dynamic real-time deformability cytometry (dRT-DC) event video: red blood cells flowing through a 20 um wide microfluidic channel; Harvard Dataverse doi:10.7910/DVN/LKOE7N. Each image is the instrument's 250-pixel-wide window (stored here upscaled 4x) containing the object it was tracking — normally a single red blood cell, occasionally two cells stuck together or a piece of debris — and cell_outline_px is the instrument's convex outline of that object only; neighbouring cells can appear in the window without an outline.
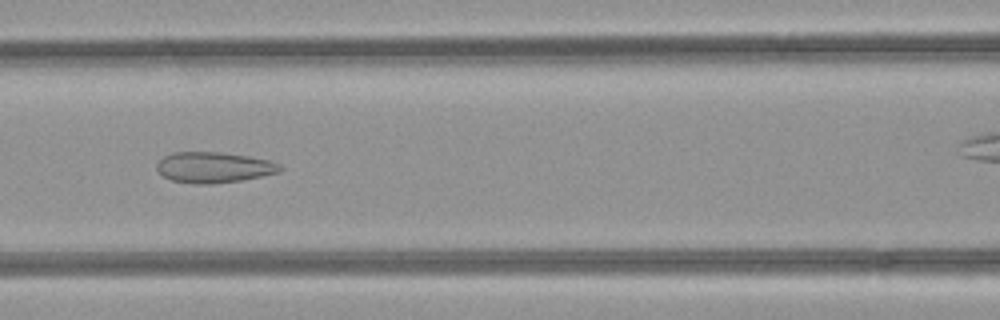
{"species": "common noctule bat (a hibernating species)", "species_latin": "Nyctalus noctula", "temperature_condition": "room temperature", "stored_images_in_passage": 42, "camera_frame_rate_fps": 3000, "um_per_image_px": 0.085, "animal": {"sex": "female", "body_mass_g": 21.9}, "frame": {"image": 1, "passage_image": 22, "time_ms": 7.0, "image_size_px": [1000, 320], "cell_outline_px": [[284, 168], [280, 172], [240, 180], [212, 184], [196, 184], [172, 180], [164, 176], [156, 168], [156, 164], [164, 156], [172, 152], [216, 152], [248, 156], [268, 160], [280, 164]], "centroid_in_image_um": [18.17, 14.22], "position_along_channel_um": 148.4, "area_um2": 21.91}}
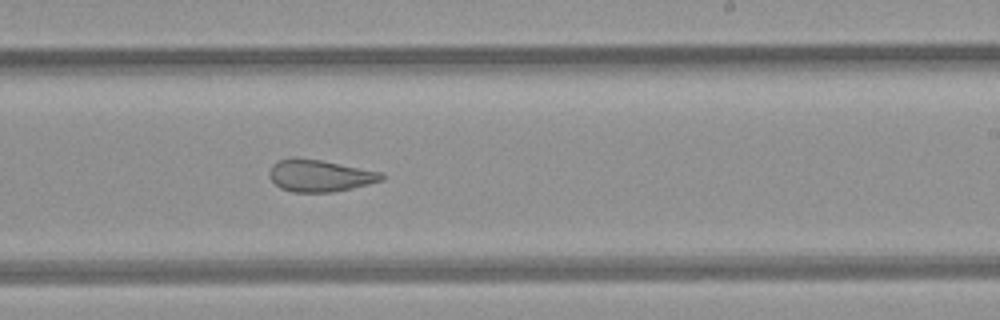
{"frame": {"image": 2, "passage_image": 30, "time_ms": 9.667, "image_size_px": [1000, 320], "cell_outline_px": [[384, 180], [352, 188], [332, 192], [292, 192], [280, 188], [268, 176], [268, 172], [272, 164], [276, 160], [292, 156], [296, 156], [320, 160], [384, 172]], "centroid_in_image_um": [27.15, 14.91], "position_along_channel_um": 261.9, "area_um2": 21.27}}
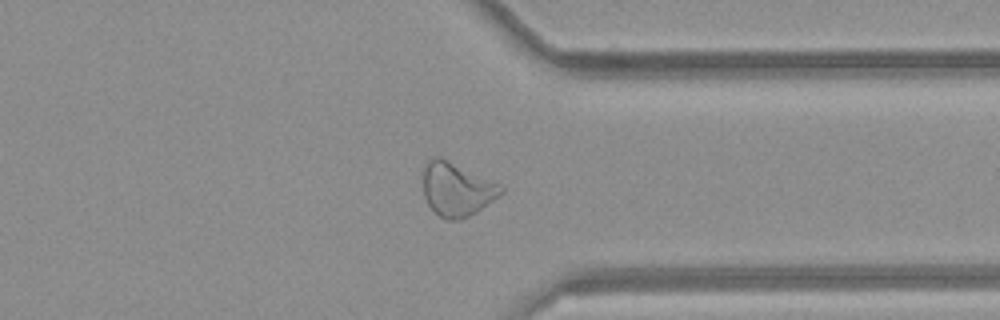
{"frame": {"image": 3, "passage_image": 38, "time_ms": 12.333, "image_size_px": [1000, 320], "cell_outline_px": [[504, 192], [476, 212], [460, 220], [448, 220], [440, 216], [428, 204], [424, 196], [424, 164], [428, 160], [436, 156], [440, 156], [504, 188]], "centroid_in_image_um": [38.78, 16.1], "position_along_channel_um": 372.6, "area_um2": 23.64}}